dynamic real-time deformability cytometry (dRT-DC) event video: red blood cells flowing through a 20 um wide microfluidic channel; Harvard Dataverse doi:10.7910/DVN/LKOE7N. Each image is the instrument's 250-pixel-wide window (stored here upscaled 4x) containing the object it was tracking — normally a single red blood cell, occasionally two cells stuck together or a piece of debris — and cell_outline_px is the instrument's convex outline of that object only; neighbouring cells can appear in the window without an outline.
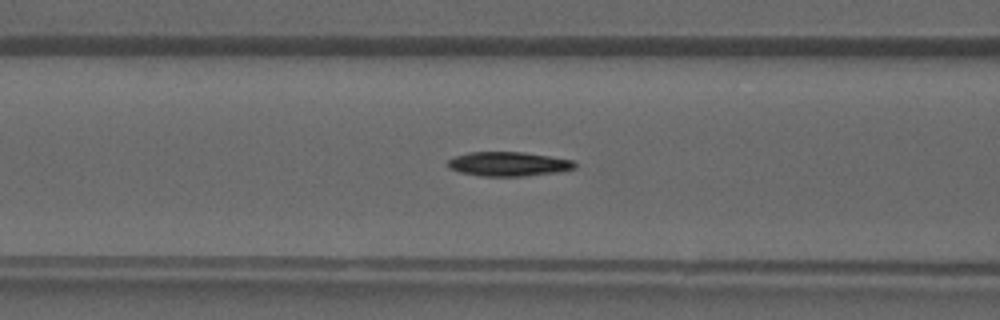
{"species": "common noctule bat (a hibernating species)", "species_latin": "Nyctalus noctula", "temperature_condition": "warm", "stored_images_in_passage": 39, "camera_frame_rate_fps": 3000, "um_per_image_px": 0.085, "animal": {"sex": "male", "forearm_length_mm": 52.5}, "frame": {"image": 1, "passage_image": 14, "time_ms": 4.333, "image_size_px": [1000, 320], "cell_outline_px": [[576, 168], [560, 172], [524, 176], [480, 176], [460, 172], [448, 168], [448, 160], [456, 156], [468, 152], [524, 152], [572, 160], [576, 164]], "centroid_in_image_um": [43.22, 13.94], "position_along_channel_um": 123.4, "area_um2": 17.98}}
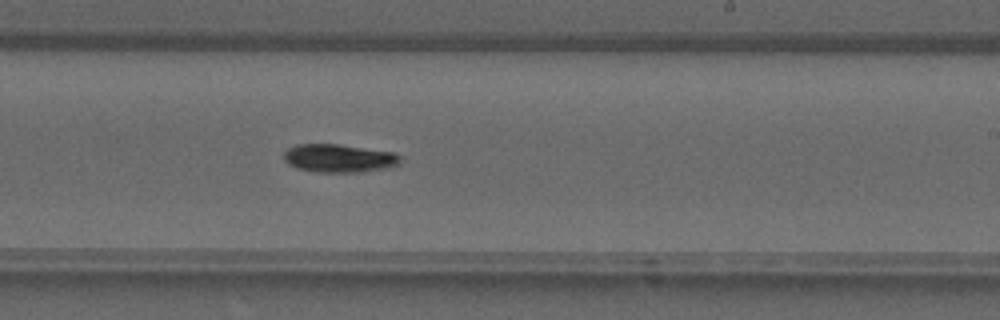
{"frame": {"image": 2, "passage_image": 22, "time_ms": 7.0, "image_size_px": [1000, 320], "cell_outline_px": [[400, 164], [384, 168], [360, 172], [320, 172], [296, 168], [288, 164], [284, 160], [284, 152], [288, 148], [296, 144], [340, 144], [396, 152], [400, 156]], "centroid_in_image_um": [28.81, 13.44], "position_along_channel_um": 260.2, "area_um2": 19.25}}
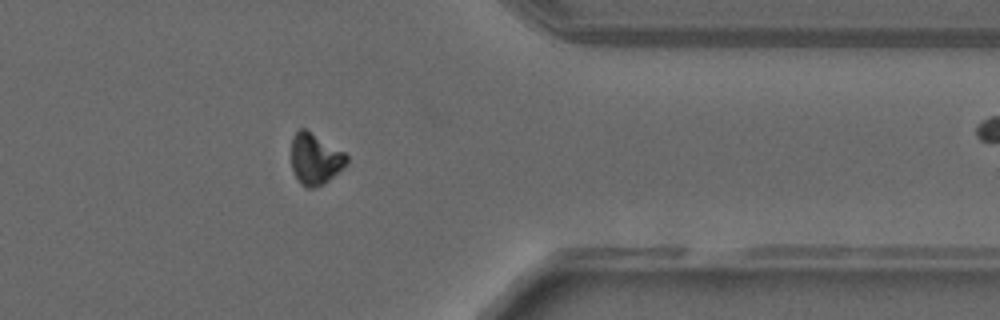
{"frame": {"image": 3, "passage_image": 30, "time_ms": 9.667, "image_size_px": [1000, 320], "cell_outline_px": [[348, 164], [324, 184], [312, 188], [308, 188], [300, 184], [296, 180], [292, 168], [292, 136], [300, 128], [304, 128], [344, 152], [348, 156]], "centroid_in_image_um": [26.79, 13.53], "position_along_channel_um": 384.6, "area_um2": 16.53}}